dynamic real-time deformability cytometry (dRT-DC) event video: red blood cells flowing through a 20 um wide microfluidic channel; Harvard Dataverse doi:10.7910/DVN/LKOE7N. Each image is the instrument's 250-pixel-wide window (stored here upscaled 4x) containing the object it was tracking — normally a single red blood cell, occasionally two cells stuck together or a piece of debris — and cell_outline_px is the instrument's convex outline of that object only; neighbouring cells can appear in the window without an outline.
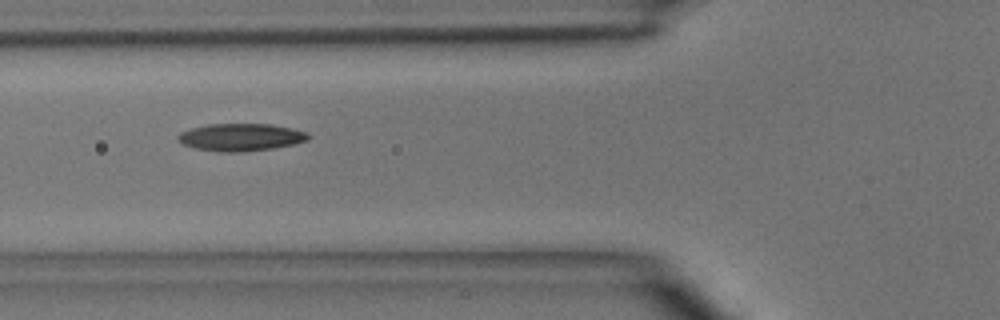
{"species": "common noctule bat (a hibernating species)", "species_latin": "Nyctalus noctula", "temperature_condition": "room temperature", "stored_images_in_passage": 6, "camera_frame_rate_fps": 3000, "um_per_image_px": 0.085, "animal": {"sex": "male", "body_mass_g": 15.6}, "frame": {"image": 1, "passage_image": 6, "time_ms": 5.667, "image_size_px": [1000, 320], "cell_outline_px": [[312, 136], [308, 140], [292, 144], [272, 148], [236, 152], [228, 152], [196, 148], [184, 144], [176, 140], [176, 136], [180, 132], [192, 128], [208, 124], [272, 124], [292, 128], [308, 132]], "centroid_in_image_um": [20.49, 11.64], "position_along_channel_um": 105.3, "area_um2": 20.69}}